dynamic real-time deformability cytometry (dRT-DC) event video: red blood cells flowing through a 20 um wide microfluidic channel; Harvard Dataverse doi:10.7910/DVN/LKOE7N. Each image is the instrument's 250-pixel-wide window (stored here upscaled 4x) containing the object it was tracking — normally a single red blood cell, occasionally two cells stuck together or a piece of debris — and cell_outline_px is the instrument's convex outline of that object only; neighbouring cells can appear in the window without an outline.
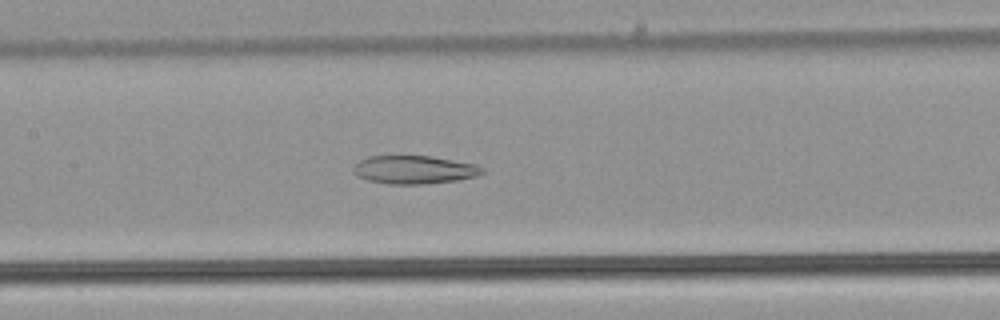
{"species": "common noctule bat (a hibernating species)", "species_latin": "Nyctalus noctula", "temperature_condition": "warm", "stored_images_in_passage": 52, "camera_frame_rate_fps": 3000, "um_per_image_px": 0.085, "animal": {"sex": "male", "body_mass_g": 21.5, "forearm_length_mm": 52.0}, "frame": {"image": 1, "passage_image": 26, "time_ms": 8.333, "image_size_px": [1000, 320], "cell_outline_px": [[484, 172], [476, 176], [456, 180], [420, 184], [388, 184], [368, 180], [356, 176], [352, 172], [352, 168], [360, 160], [368, 156], [428, 156], [476, 164], [484, 168]], "centroid_in_image_um": [35.17, 14.42], "position_along_channel_um": 172.2, "area_um2": 21.1}}
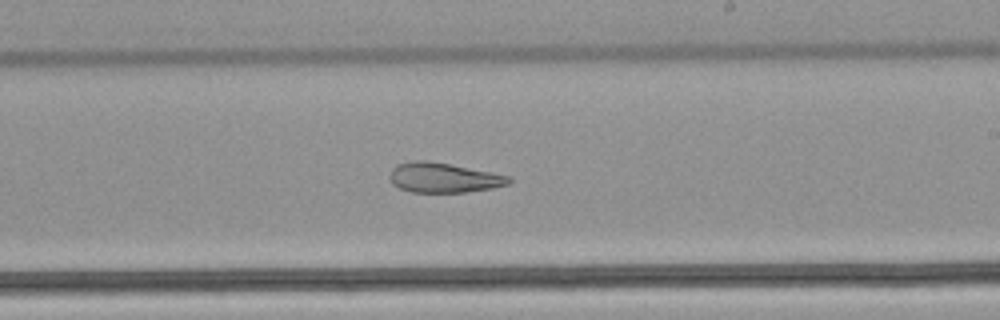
{"frame": {"image": 2, "passage_image": 32, "time_ms": 10.333, "image_size_px": [1000, 320], "cell_outline_px": [[512, 180], [508, 184], [492, 188], [468, 192], [412, 192], [400, 188], [392, 184], [388, 176], [392, 168], [396, 164], [420, 160], [424, 160], [448, 164], [512, 176]], "centroid_in_image_um": [37.69, 15.11], "position_along_channel_um": 251.3, "area_um2": 20.63}}
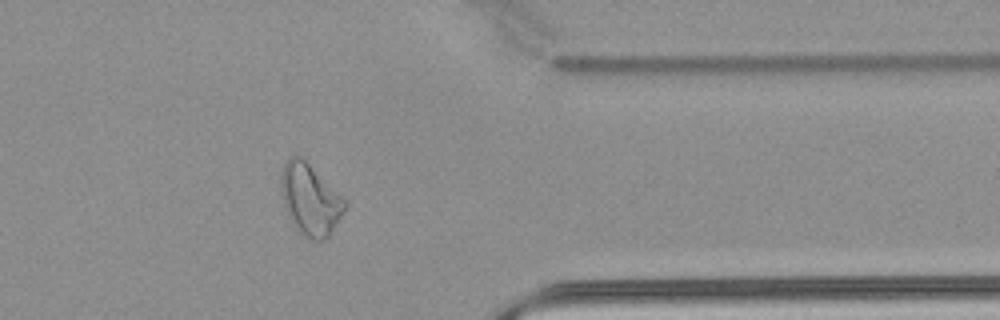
{"frame": {"image": 3, "passage_image": 43, "time_ms": 14.0, "image_size_px": [1000, 320], "cell_outline_px": [[348, 204], [344, 212], [328, 236], [324, 240], [312, 240], [304, 236], [292, 224], [284, 208], [280, 192], [280, 176], [284, 164], [292, 156], [300, 156]], "centroid_in_image_um": [26.31, 17.0], "position_along_channel_um": 385.1, "area_um2": 25.95}, "authors_computed_cell_mechanics": {"area_um2": 27.2527, "velocity_mm_per_s": 3.9747, "shape_relaxation_time_tau1_ms": null, "shape_relaxation_time_tau2_ms": 5.7575, "deformation_change_tau1": null, "deformation_change_tau2": 0.1558}}